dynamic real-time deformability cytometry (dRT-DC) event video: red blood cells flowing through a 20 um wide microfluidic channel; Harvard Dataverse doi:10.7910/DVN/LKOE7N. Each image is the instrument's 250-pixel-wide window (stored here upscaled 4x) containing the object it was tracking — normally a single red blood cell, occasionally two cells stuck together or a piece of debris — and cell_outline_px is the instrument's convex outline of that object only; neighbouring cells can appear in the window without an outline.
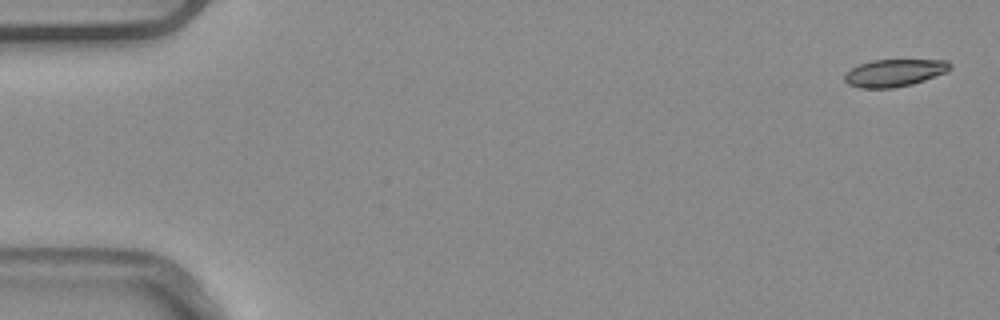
{"species": "common noctule bat (a hibernating species)", "species_latin": "Nyctalus noctula", "temperature_condition": "warm", "stored_images_in_passage": 5, "camera_frame_rate_fps": 3000, "um_per_image_px": 0.085, "animal": {"sex": "male", "body_mass_g": 20.4}, "frame": {"image": 1, "passage_image": 1, "time_ms": 0.0, "image_size_px": [1000, 320], "cell_outline_px": [[952, 68], [944, 72], [924, 80], [912, 84], [892, 88], [860, 88], [848, 84], [844, 80], [844, 76], [852, 68], [860, 64], [872, 60], [948, 60], [952, 64]], "centroid_in_image_um": [76.02, 6.19], "position_along_channel_um": 9.0, "area_um2": 16.65}}